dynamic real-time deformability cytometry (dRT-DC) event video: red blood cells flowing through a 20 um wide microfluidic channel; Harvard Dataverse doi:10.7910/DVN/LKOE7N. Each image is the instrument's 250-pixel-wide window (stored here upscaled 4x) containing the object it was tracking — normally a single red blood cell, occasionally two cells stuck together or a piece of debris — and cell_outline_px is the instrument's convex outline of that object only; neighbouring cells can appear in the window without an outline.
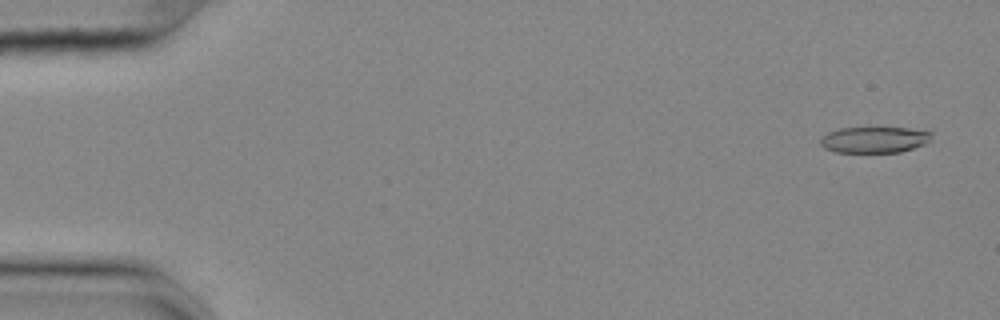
{"species": "common noctule bat (a hibernating species)", "species_latin": "Nyctalus noctula", "temperature_condition": "cold", "stored_images_in_passage": 56, "camera_frame_rate_fps": 3000, "um_per_image_px": 0.085, "animal": {"sex": "female", "body_mass_g": 25.1}, "frame": {"image": 1, "passage_image": 3, "time_ms": 0.667, "image_size_px": [1000, 320], "cell_outline_px": [[932, 132], [928, 140], [924, 144], [900, 152], [836, 152], [824, 148], [820, 144], [820, 136], [828, 132], [840, 128], [908, 128]], "centroid_in_image_um": [74.26, 11.87], "position_along_channel_um": 10.7, "area_um2": 16.76}}
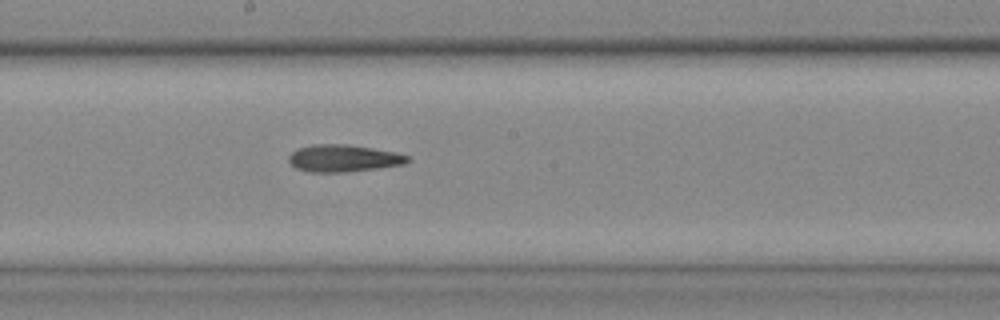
{"frame": {"image": 2, "passage_image": 31, "time_ms": 10.0, "image_size_px": [1000, 320], "cell_outline_px": [[412, 160], [404, 164], [380, 168], [344, 172], [308, 172], [296, 168], [288, 160], [288, 156], [296, 148], [312, 144], [348, 144], [396, 152], [408, 156]], "centroid_in_image_um": [29.19, 13.45], "position_along_channel_um": 219.0, "area_um2": 18.96}}
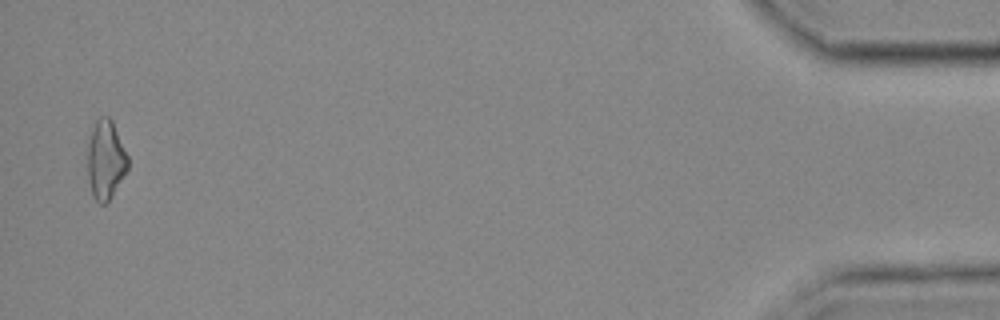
{"frame": {"image": 3, "passage_image": 55, "time_ms": 18.0, "image_size_px": [1000, 320], "cell_outline_px": [[128, 168], [108, 200], [104, 204], [100, 204], [92, 196], [88, 180], [88, 144], [92, 128], [96, 120], [100, 116], [108, 116], [112, 120], [128, 156]], "centroid_in_image_um": [8.96, 13.56], "position_along_channel_um": 426.2, "area_um2": 18.32}, "authors_computed_cell_mechanics": {"area_um2": 18.6983, "velocity_mm_per_s": 3.6634, "shape_relaxation_time_tau1_ms": null, "shape_relaxation_time_tau2_ms": 9.2211, "deformation_change_tau1": null, "deformation_change_tau2": 0.2336}}